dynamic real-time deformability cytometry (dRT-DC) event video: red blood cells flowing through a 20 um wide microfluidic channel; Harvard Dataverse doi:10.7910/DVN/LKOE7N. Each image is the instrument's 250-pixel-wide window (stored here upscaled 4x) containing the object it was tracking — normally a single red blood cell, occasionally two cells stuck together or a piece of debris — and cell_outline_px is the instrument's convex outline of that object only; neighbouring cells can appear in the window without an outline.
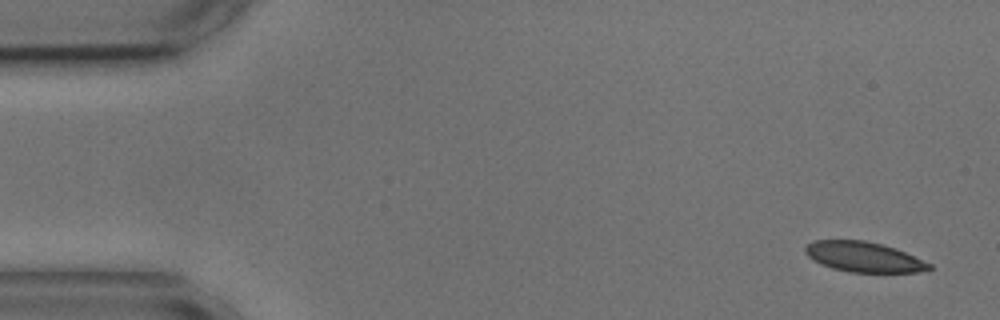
{"species": "common noctule bat (a hibernating species)", "species_latin": "Nyctalus noctula", "temperature_condition": "cold", "stored_images_in_passage": 4, "segment_of_instrument_passage": [1, 2], "camera_frame_rate_fps": 3000, "um_per_image_px": 0.085, "animal": {"sex": "male", "body_mass_g": 17.9, "forearm_length_mm": 54.2}, "frame": {"image": 1, "passage_image": 1, "time_ms": 0.0, "image_size_px": [1000, 320], "cell_outline_px": [[932, 268], [916, 272], [848, 272], [832, 268], [820, 264], [808, 256], [804, 252], [804, 248], [808, 244], [816, 240], [864, 240], [896, 248], [932, 264]], "centroid_in_image_um": [73.4, 21.84], "position_along_channel_um": 11.6, "area_um2": 21.68}}
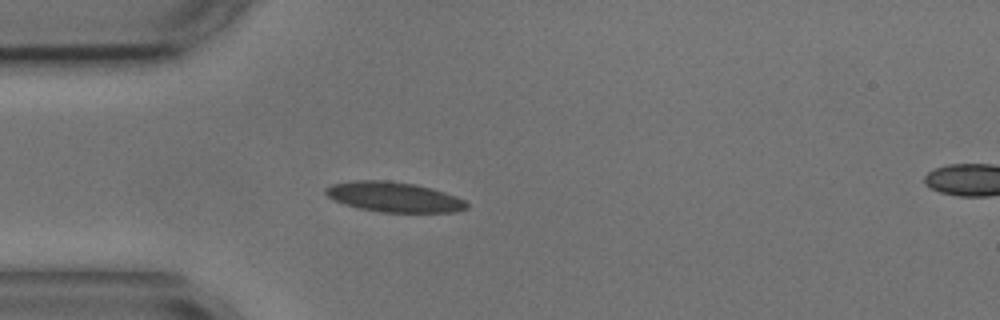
{"frame": {"image": 2, "passage_image": 3, "time_ms": 4.0, "image_size_px": [1000, 320], "cell_outline_px": [[468, 208], [456, 212], [384, 212], [356, 208], [344, 204], [328, 196], [324, 192], [324, 188], [332, 184], [356, 180], [388, 180], [416, 184], [432, 188], [456, 196], [464, 200], [468, 204]], "centroid_in_image_um": [33.49, 16.74], "position_along_channel_um": 51.5, "area_um2": 24.74}}